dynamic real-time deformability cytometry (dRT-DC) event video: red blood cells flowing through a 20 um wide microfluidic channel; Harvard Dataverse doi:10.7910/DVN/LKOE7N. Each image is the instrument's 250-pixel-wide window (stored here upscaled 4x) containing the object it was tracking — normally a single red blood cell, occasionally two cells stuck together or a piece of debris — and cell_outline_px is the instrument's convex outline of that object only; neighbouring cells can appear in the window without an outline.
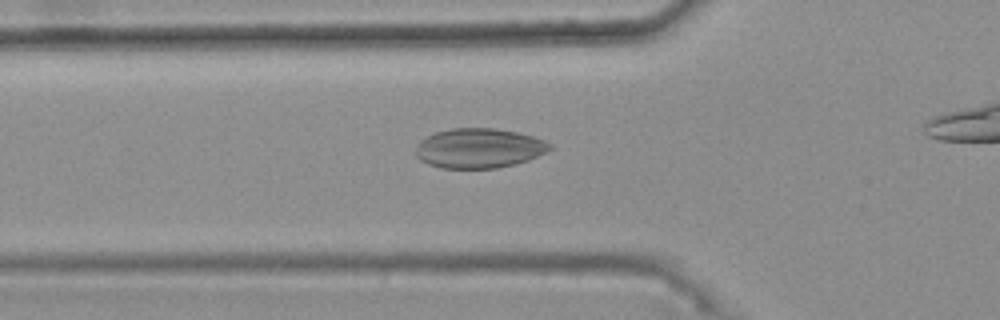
{"species": "common noctule bat (a hibernating species)", "species_latin": "Nyctalus noctula", "temperature_condition": "warm", "stored_images_in_passage": 43, "camera_frame_rate_fps": 3000, "um_per_image_px": 0.085, "animal": {"sex": "female", "body_mass_g": 25.1}, "frame": {"image": 1, "passage_image": 17, "time_ms": 5.333, "image_size_px": [1000, 320], "cell_outline_px": [[552, 148], [528, 160], [516, 164], [496, 168], [440, 168], [428, 164], [420, 160], [416, 156], [416, 152], [420, 140], [436, 132], [452, 128], [492, 128], [516, 132], [532, 136], [544, 140], [552, 144]], "centroid_in_image_um": [40.71, 12.6], "position_along_channel_um": 85.1, "area_um2": 30.87}}
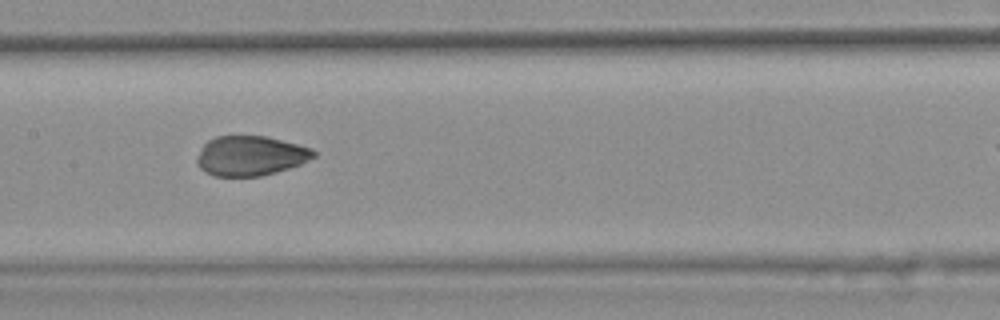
{"frame": {"image": 2, "passage_image": 25, "time_ms": 8.0, "image_size_px": [1000, 320], "cell_outline_px": [[316, 156], [300, 164], [276, 172], [260, 176], [216, 176], [204, 172], [196, 164], [196, 156], [204, 144], [208, 140], [216, 136], [268, 136], [312, 148], [316, 152]], "centroid_in_image_um": [21.27, 13.24], "position_along_channel_um": 186.1, "area_um2": 27.17}}
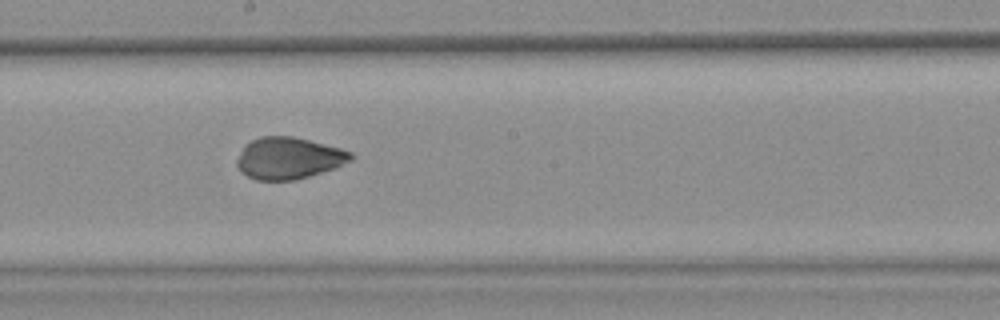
{"frame": {"image": 3, "passage_image": 28, "time_ms": 9.0, "image_size_px": [1000, 320], "cell_outline_px": [[352, 160], [332, 168], [296, 180], [256, 180], [240, 172], [236, 164], [236, 160], [244, 144], [260, 136], [292, 136], [340, 148], [352, 152]], "centroid_in_image_um": [24.48, 13.44], "position_along_channel_um": 223.7, "area_um2": 27.51}}